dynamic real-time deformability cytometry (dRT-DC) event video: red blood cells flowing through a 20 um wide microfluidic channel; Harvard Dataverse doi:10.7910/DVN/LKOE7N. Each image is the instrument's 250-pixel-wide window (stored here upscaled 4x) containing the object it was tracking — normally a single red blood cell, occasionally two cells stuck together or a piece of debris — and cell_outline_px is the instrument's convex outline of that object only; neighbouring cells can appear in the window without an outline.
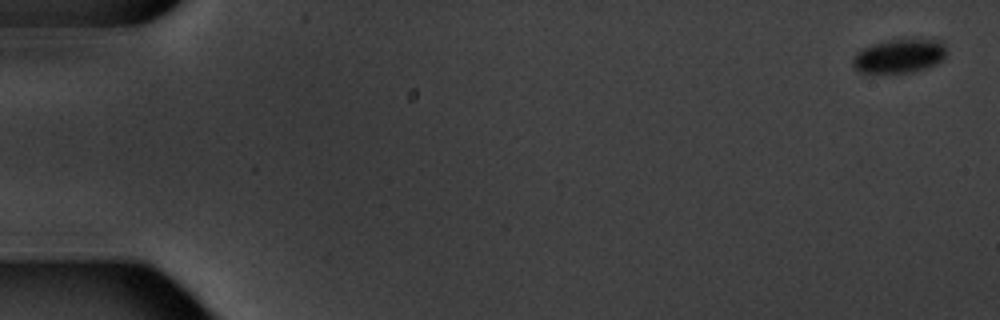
{"species": "common noctule bat (a hibernating species)", "species_latin": "Nyctalus noctula", "temperature_condition": "warm", "stored_images_in_passage": 5, "camera_frame_rate_fps": 3000, "um_per_image_px": 0.085, "animal": {"sex": "male", "body_mass_g": 20.1, "forearm_length_mm": 53.5}, "frame": {"image": 1, "passage_image": 1, "time_ms": 0.0, "image_size_px": [1000, 320], "cell_outline_px": [[944, 60], [928, 68], [916, 72], [860, 72], [852, 64], [852, 60], [864, 48], [888, 40], [908, 36], [940, 40], [944, 44]], "centroid_in_image_um": [76.53, 4.72], "position_along_channel_um": 8.5, "area_um2": 18.73}}
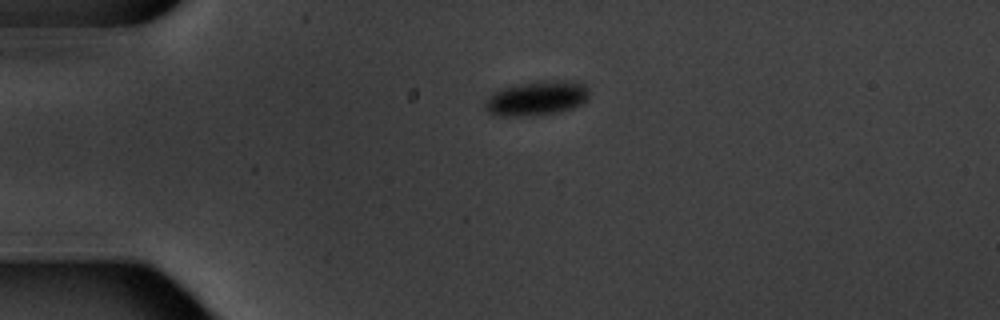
{"frame": {"image": 2, "passage_image": 4, "time_ms": 4.333, "image_size_px": [1000, 320], "cell_outline_px": [[588, 100], [572, 108], [556, 112], [516, 116], [496, 116], [488, 112], [484, 108], [484, 100], [492, 92], [500, 88], [516, 84], [540, 80], [572, 80], [584, 84], [588, 92]], "centroid_in_image_um": [45.56, 8.32], "position_along_channel_um": 39.4, "area_um2": 21.15}}